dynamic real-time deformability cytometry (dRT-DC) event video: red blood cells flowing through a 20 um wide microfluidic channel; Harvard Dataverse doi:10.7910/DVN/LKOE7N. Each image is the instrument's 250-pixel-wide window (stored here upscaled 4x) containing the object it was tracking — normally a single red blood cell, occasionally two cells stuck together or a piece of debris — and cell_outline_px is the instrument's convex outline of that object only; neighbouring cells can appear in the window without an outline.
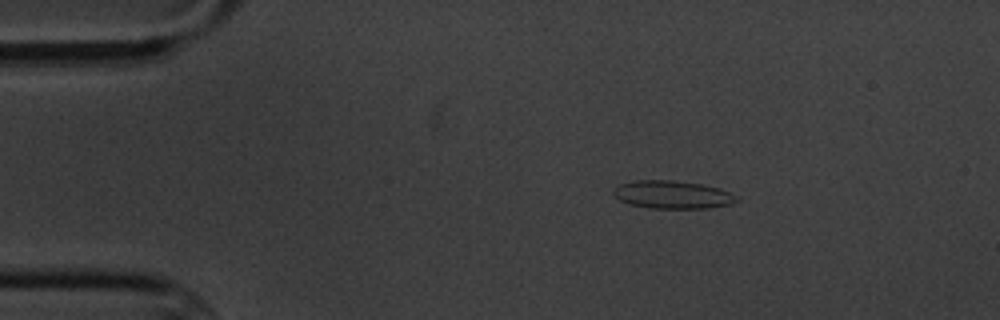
{"species": "common noctule bat (a hibernating species)", "species_latin": "Nyctalus noctula", "temperature_condition": "cold", "stored_images_in_passage": 3, "camera_frame_rate_fps": 3000, "um_per_image_px": 0.085, "animal": {"sex": "male", "body_mass_g": 20.1, "forearm_length_mm": 53.5}, "frame": {"image": 1, "passage_image": 1, "time_ms": 0.0, "image_size_px": [1000, 320], "cell_outline_px": [[740, 200], [732, 204], [708, 208], [648, 208], [628, 204], [620, 200], [612, 192], [612, 188], [620, 184], [636, 180], [672, 180], [700, 184], [720, 188], [736, 196]], "centroid_in_image_um": [57.14, 16.55], "position_along_channel_um": 27.9, "area_um2": 20.11}}